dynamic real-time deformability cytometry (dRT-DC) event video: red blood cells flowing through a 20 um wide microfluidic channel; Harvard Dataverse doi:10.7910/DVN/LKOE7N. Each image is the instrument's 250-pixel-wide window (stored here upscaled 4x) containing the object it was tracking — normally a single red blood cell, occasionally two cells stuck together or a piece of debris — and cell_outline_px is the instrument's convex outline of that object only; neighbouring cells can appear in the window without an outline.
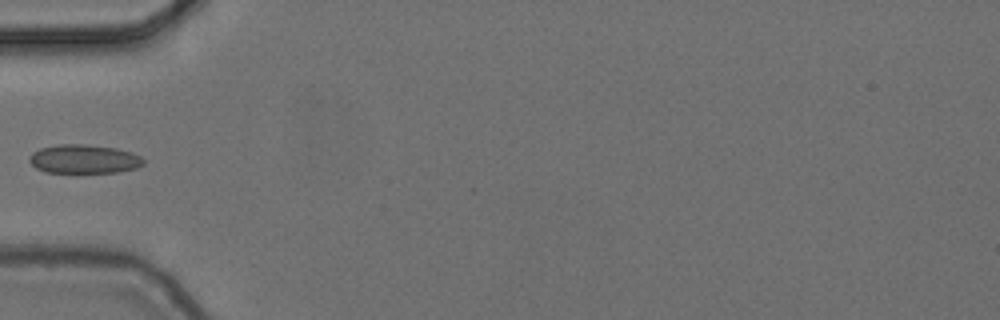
{"species": "common noctule bat (a hibernating species)", "species_latin": "Nyctalus noctula", "temperature_condition": "cold", "stored_images_in_passage": 6, "camera_frame_rate_fps": 3000, "um_per_image_px": 0.085, "animal": {"sex": "female", "body_mass_g": 24.6, "forearm_length_mm": 56.2}, "frame": {"image": 1, "passage_image": 6, "time_ms": 1.667, "image_size_px": [1000, 320], "cell_outline_px": [[144, 164], [136, 168], [120, 172], [44, 172], [36, 168], [28, 160], [28, 156], [32, 152], [40, 148], [60, 144], [84, 144], [116, 148], [132, 152], [140, 156], [144, 160]], "centroid_in_image_um": [7.13, 13.51], "position_along_channel_um": 77.9, "area_um2": 19.25}}